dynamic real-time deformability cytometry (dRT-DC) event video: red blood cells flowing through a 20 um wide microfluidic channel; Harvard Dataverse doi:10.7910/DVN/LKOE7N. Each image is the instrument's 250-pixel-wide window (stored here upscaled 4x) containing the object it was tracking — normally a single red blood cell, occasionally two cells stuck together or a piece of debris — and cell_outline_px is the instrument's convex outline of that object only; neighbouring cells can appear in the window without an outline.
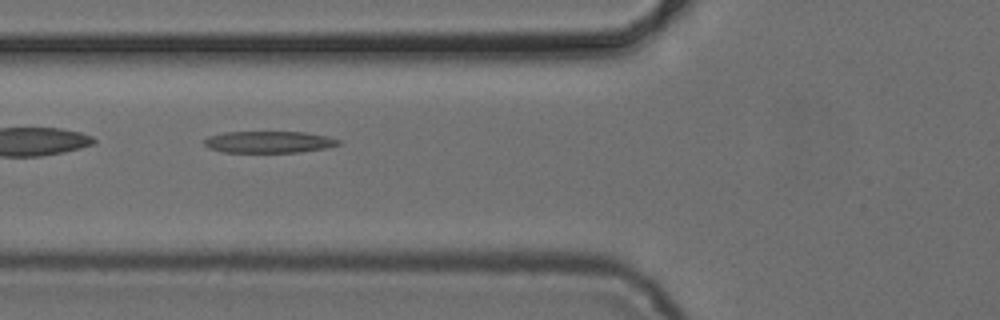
{"species": "common noctule bat (a hibernating species)", "species_latin": "Nyctalus noctula", "temperature_condition": "cold", "stored_images_in_passage": 6, "camera_frame_rate_fps": 3000, "um_per_image_px": 0.085, "animal": {"sex": "female", "body_mass_g": 24.6, "forearm_length_mm": 56.2}, "frame": {"image": 1, "passage_image": 6, "time_ms": 6.0, "image_size_px": [1000, 320], "cell_outline_px": [[340, 144], [328, 148], [300, 152], [224, 152], [208, 148], [204, 144], [204, 140], [208, 136], [224, 132], [304, 132], [328, 136], [340, 140]], "centroid_in_image_um": [22.87, 12.07], "position_along_channel_um": 102.9, "area_um2": 17.05}}